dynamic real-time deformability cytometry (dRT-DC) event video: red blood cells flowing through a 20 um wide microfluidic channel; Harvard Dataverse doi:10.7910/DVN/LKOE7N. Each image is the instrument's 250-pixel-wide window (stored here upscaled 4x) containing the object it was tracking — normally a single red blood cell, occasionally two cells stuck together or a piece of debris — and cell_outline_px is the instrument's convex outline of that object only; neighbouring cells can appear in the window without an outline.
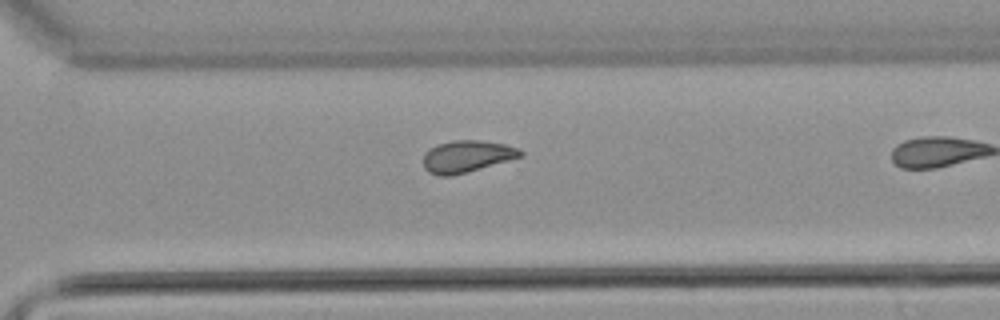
{"species": "common noctule bat (a hibernating species)", "species_latin": "Nyctalus noctula", "temperature_condition": "warm", "stored_images_in_passage": 31, "camera_frame_rate_fps": 3000, "um_per_image_px": 0.085, "animal": {"sex": "male", "body_mass_g": 21.5, "forearm_length_mm": 52.0}, "frame": {"image": 1, "passage_image": 26, "time_ms": 8.333, "image_size_px": [1000, 320], "cell_outline_px": [[524, 156], [468, 172], [452, 176], [440, 176], [428, 172], [424, 168], [424, 152], [428, 148], [436, 144], [452, 140], [480, 140], [504, 144], [520, 148], [524, 152]], "centroid_in_image_um": [39.68, 13.29], "position_along_channel_um": 330.9, "area_um2": 18.38}, "authors_computed_cell_mechanics": {"area_um2": 17.9758, "velocity_mm_per_s": 3.8574, "shape_relaxation_time_tau1_ms": null, "shape_relaxation_time_tau2_ms": 3.4849, "deformation_change_tau1": null, "deformation_change_tau2": 0.0989}}